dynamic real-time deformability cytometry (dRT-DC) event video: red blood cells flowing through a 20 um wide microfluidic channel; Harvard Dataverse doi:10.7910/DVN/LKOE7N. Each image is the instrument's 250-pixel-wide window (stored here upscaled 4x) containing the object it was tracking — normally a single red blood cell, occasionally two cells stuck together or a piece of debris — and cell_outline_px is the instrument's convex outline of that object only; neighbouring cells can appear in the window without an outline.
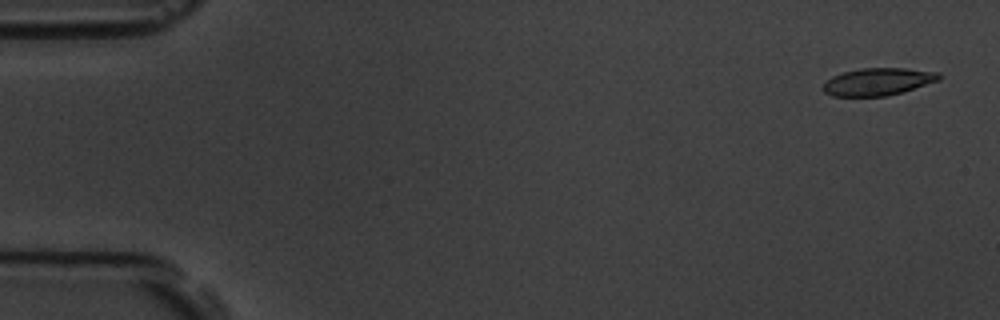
{"species": "common noctule bat (a hibernating species)", "species_latin": "Nyctalus noctula", "temperature_condition": "room temperature", "stored_images_in_passage": 6, "segment_of_instrument_passage": [1, 2], "camera_frame_rate_fps": 3000, "um_per_image_px": 0.085, "animal": {"sex": "male", "body_mass_g": 19.5, "forearm_length_mm": 54.6}, "frame": {"image": 1, "passage_image": 1, "time_ms": 0.0, "image_size_px": [1000, 320], "cell_outline_px": [[940, 80], [900, 92], [884, 96], [832, 96], [824, 92], [820, 88], [832, 76], [844, 72], [860, 68], [904, 68], [940, 72]], "centroid_in_image_um": [74.6, 6.94], "position_along_channel_um": 10.4, "area_um2": 18.38}}